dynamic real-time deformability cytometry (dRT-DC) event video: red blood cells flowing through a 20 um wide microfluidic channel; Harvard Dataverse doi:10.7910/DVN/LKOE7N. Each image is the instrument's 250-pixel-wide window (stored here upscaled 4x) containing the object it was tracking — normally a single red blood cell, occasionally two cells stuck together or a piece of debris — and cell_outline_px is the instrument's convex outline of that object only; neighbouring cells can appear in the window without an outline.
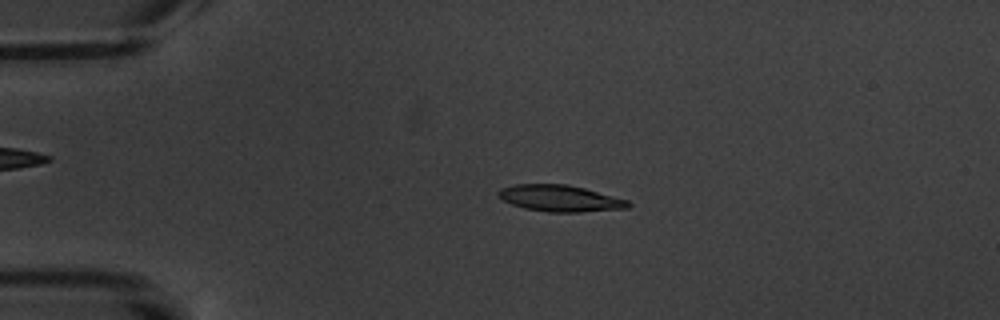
{"species": "common noctule bat (a hibernating species)", "species_latin": "Nyctalus noctula", "temperature_condition": "warm", "stored_images_in_passage": 4, "camera_frame_rate_fps": 3000, "um_per_image_px": 0.085, "animal": {"sex": "male", "body_mass_g": 20.1, "forearm_length_mm": 53.5}, "frame": {"image": 1, "passage_image": 3, "time_ms": 2.333, "image_size_px": [1000, 320], "cell_outline_px": [[632, 204], [628, 208], [580, 212], [548, 212], [524, 208], [512, 204], [504, 200], [496, 192], [500, 188], [516, 184], [568, 184], [584, 188], [628, 200]], "centroid_in_image_um": [47.61, 16.85], "position_along_channel_um": 37.4, "area_um2": 19.94}}